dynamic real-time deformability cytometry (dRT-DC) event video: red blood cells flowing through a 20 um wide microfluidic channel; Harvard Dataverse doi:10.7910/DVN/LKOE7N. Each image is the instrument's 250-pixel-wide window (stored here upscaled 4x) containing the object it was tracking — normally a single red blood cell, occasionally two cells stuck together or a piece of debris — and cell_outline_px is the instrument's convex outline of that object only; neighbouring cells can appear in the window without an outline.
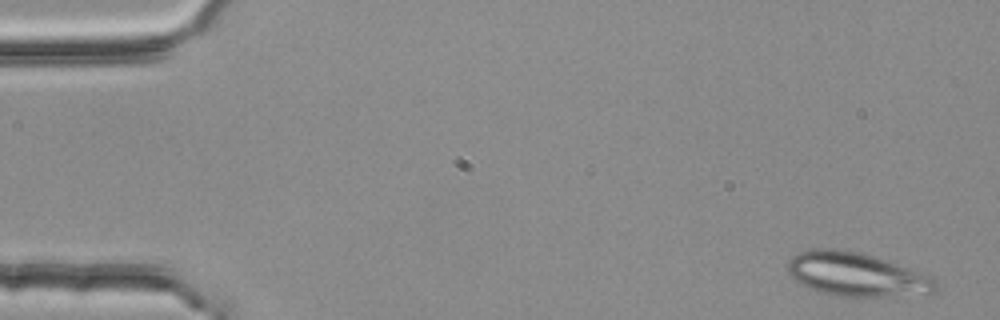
{"species": "common noctule bat (a hibernating species)", "species_latin": "Nyctalus noctula", "temperature_condition": "room temperature", "stored_images_in_passage": 5, "camera_frame_rate_fps": 3000, "um_per_image_px": 0.085, "animal": {"sex": "female", "body_mass_g": 25.1}, "frame": {"image": 1, "passage_image": 1, "time_ms": 0.0, "image_size_px": [1000, 320], "cell_outline_px": [[940, 280], [936, 288], [932, 292], [884, 296], [836, 296], [820, 292], [796, 280], [788, 272], [788, 260], [792, 256], [800, 252], [816, 248], [828, 248], [856, 252], [872, 256], [936, 276]], "centroid_in_image_um": [72.84, 23.32], "position_along_channel_um": 12.2, "area_um2": 37.22}}